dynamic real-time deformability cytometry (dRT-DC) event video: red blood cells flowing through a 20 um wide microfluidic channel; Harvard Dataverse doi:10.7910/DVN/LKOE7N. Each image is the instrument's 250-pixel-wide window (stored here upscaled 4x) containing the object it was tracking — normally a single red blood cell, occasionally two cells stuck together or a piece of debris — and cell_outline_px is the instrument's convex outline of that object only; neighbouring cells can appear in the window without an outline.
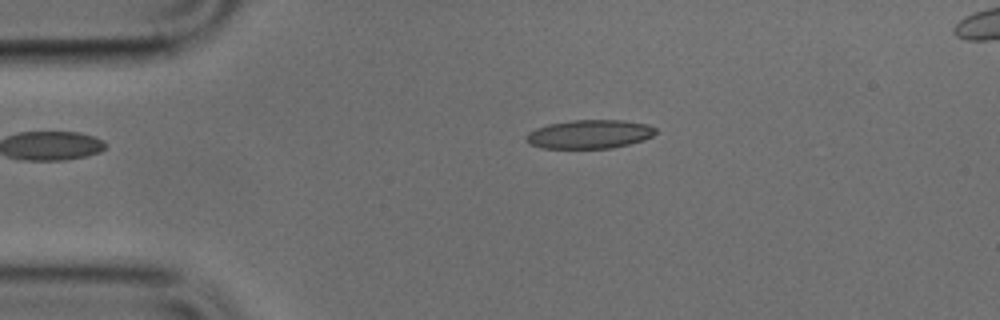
{"species": "common noctule bat (a hibernating species)", "species_latin": "Nyctalus noctula", "temperature_condition": "cold", "stored_images_in_passage": 48, "camera_frame_rate_fps": 3000, "um_per_image_px": 0.085, "animal": {"sex": "male", "body_mass_g": 17.9, "forearm_length_mm": 54.2}, "frame": {"image": 1, "passage_image": 9, "time_ms": 2.667, "image_size_px": [1000, 320], "cell_outline_px": [[656, 132], [652, 136], [644, 140], [612, 148], [544, 148], [528, 144], [524, 140], [528, 132], [536, 128], [548, 124], [572, 120], [624, 120], [648, 124], [656, 128]], "centroid_in_image_um": [50.1, 11.4], "position_along_channel_um": 34.9, "area_um2": 21.79}}
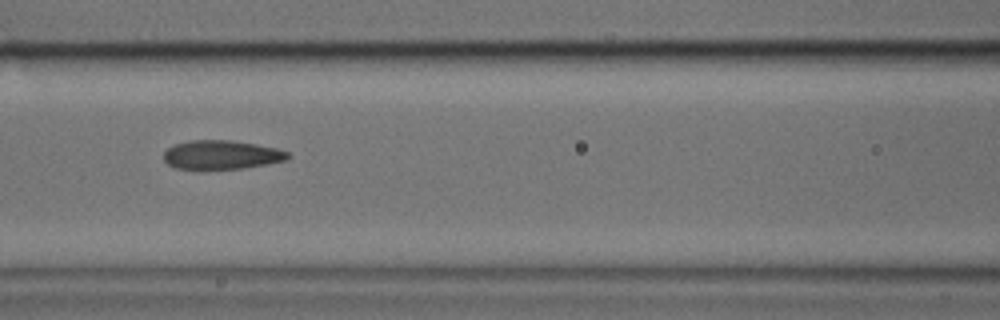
{"frame": {"image": 2, "passage_image": 20, "time_ms": 6.333, "image_size_px": [1000, 320], "cell_outline_px": [[292, 156], [288, 160], [268, 164], [244, 168], [204, 172], [196, 172], [176, 168], [168, 164], [164, 160], [164, 152], [168, 148], [176, 144], [192, 140], [228, 140], [256, 144], [276, 148], [288, 152]], "centroid_in_image_um": [18.81, 13.21], "position_along_channel_um": 147.8, "area_um2": 21.79}}
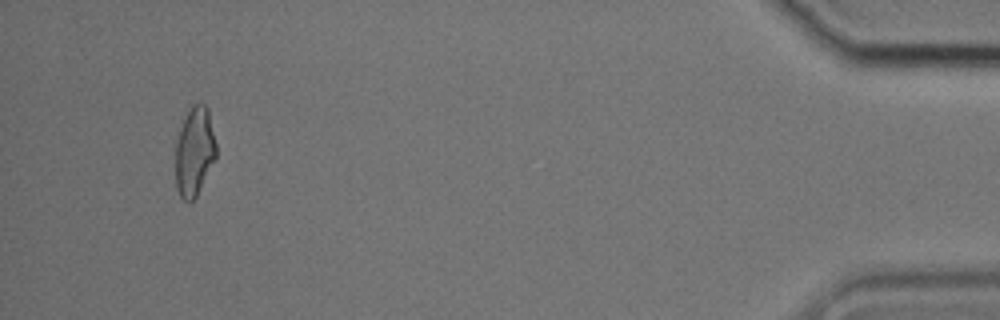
{"frame": {"image": 3, "passage_image": 46, "time_ms": 15.0, "image_size_px": [1000, 320], "cell_outline_px": [[216, 160], [196, 196], [192, 200], [184, 200], [180, 196], [176, 188], [176, 144], [180, 128], [192, 104], [200, 100], [208, 108], [216, 144]], "centroid_in_image_um": [16.55, 12.85], "position_along_channel_um": 418.7, "area_um2": 21.1}}